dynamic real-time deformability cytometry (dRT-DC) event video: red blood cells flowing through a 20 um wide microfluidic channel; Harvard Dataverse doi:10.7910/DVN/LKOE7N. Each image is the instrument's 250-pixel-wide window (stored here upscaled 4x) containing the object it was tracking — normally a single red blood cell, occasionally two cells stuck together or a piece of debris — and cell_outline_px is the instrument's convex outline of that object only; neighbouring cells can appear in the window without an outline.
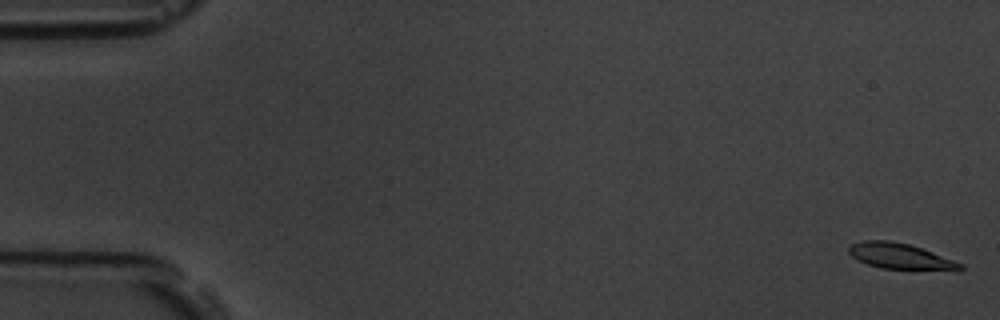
{"species": "common noctule bat (a hibernating species)", "species_latin": "Nyctalus noctula", "temperature_condition": "room temperature", "stored_images_in_passage": 3, "camera_frame_rate_fps": 3000, "um_per_image_px": 0.085, "animal": {"sex": "male", "body_mass_g": 19.5, "forearm_length_mm": 54.6}, "frame": {"image": 1, "passage_image": 1, "time_ms": 0.0, "image_size_px": [1000, 320], "cell_outline_px": [[964, 268], [960, 272], [880, 268], [868, 264], [852, 256], [848, 252], [848, 248], [852, 244], [864, 240], [888, 240], [908, 244], [932, 252], [964, 264]], "centroid_in_image_um": [76.62, 21.82], "position_along_channel_um": 8.4, "area_um2": 16.99}}